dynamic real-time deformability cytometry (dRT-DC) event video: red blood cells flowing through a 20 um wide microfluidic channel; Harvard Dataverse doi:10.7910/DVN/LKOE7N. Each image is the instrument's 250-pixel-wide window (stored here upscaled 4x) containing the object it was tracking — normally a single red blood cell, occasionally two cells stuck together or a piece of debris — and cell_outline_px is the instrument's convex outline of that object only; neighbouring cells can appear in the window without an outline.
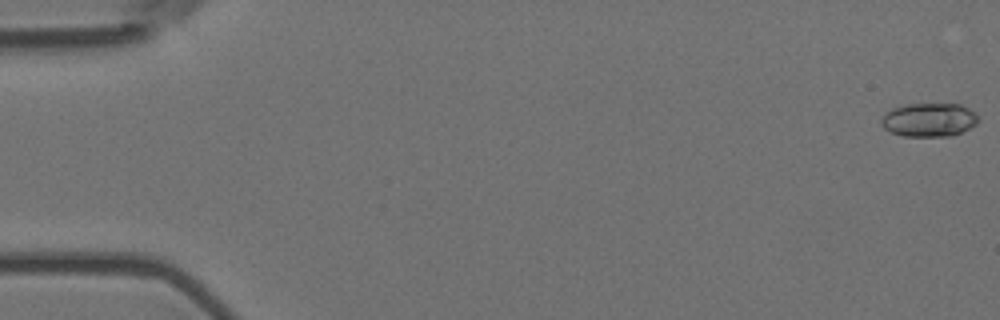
{"species": "Egyptian fruit bat (a non-hibernating species)", "species_latin": "Rousettus aegyptiacus", "temperature_condition": "room temperature", "stored_images_in_passage": 53, "camera_frame_rate_fps": 3000, "um_per_image_px": 0.085, "animal": {"sex": "female"}, "frame": {"image": 1, "passage_image": 1, "time_ms": 0.0, "image_size_px": [1000, 320], "cell_outline_px": [[980, 120], [976, 124], [952, 136], [904, 136], [892, 132], [884, 128], [880, 124], [880, 120], [884, 112], [892, 108], [904, 104], [960, 104], [976, 112]], "centroid_in_image_um": [78.95, 10.17], "position_along_channel_um": 6.1, "area_um2": 19.19}}
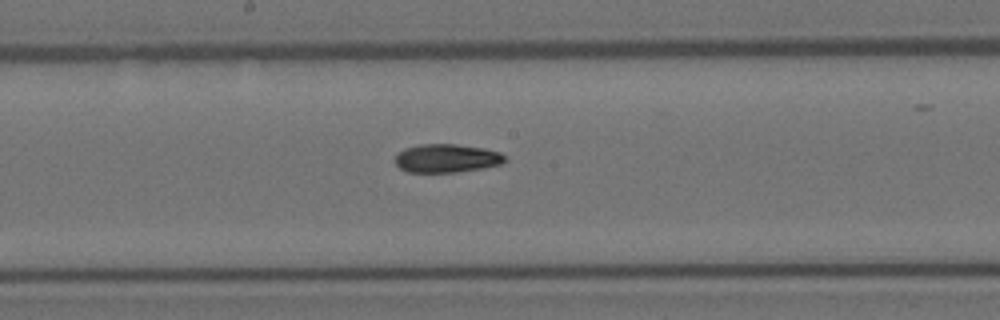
{"frame": {"image": 2, "passage_image": 30, "time_ms": 9.667, "image_size_px": [1000, 320], "cell_outline_px": [[508, 160], [500, 164], [484, 168], [456, 172], [408, 172], [400, 168], [396, 164], [396, 156], [404, 148], [420, 144], [456, 144], [484, 148], [500, 152]], "centroid_in_image_um": [37.99, 13.45], "position_along_channel_um": 210.2, "area_um2": 18.21}}
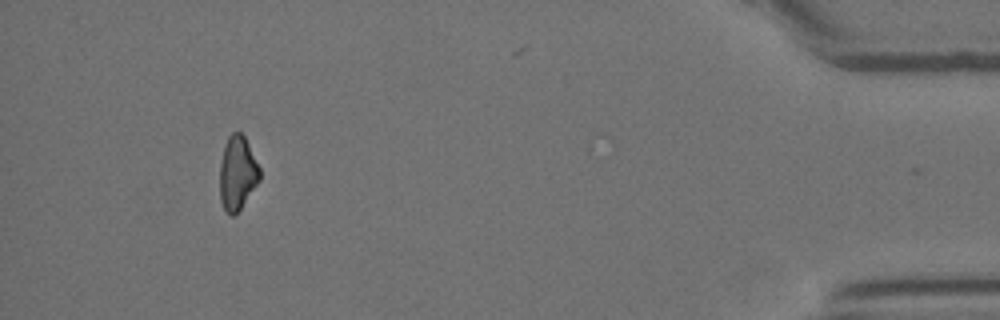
{"frame": {"image": 3, "passage_image": 52, "time_ms": 17.0, "image_size_px": [1000, 320], "cell_outline_px": [[260, 180], [240, 208], [232, 216], [224, 208], [220, 200], [220, 164], [224, 144], [228, 136], [232, 132], [240, 132], [244, 136], [260, 168]], "centroid_in_image_um": [20.17, 14.68], "position_along_channel_um": 415.0, "area_um2": 16.99}}